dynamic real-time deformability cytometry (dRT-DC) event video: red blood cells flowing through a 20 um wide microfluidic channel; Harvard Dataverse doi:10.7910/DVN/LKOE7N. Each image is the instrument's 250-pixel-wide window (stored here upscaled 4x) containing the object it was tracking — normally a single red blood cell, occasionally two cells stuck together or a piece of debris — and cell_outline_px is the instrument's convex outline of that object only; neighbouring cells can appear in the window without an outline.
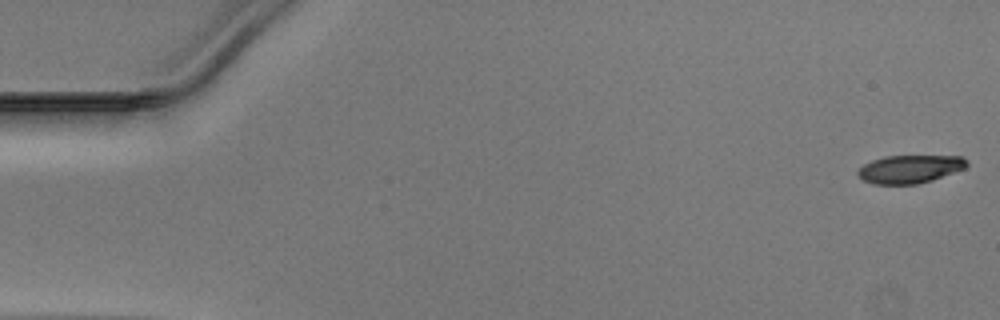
{"species": "Egyptian fruit bat (a non-hibernating species)", "species_latin": "Rousettus aegyptiacus", "temperature_condition": "warm", "stored_images_in_passage": 48, "camera_frame_rate_fps": 3000, "um_per_image_px": 0.085, "animal": {"sex": "male"}, "frame": {"image": 1, "passage_image": 1, "time_ms": 0.0, "image_size_px": [1000, 320], "cell_outline_px": [[968, 164], [964, 168], [932, 180], [916, 184], [872, 184], [864, 180], [856, 172], [864, 164], [872, 160], [884, 156], [964, 156], [968, 160]], "centroid_in_image_um": [77.34, 14.36], "position_along_channel_um": 7.7, "area_um2": 17.74}}
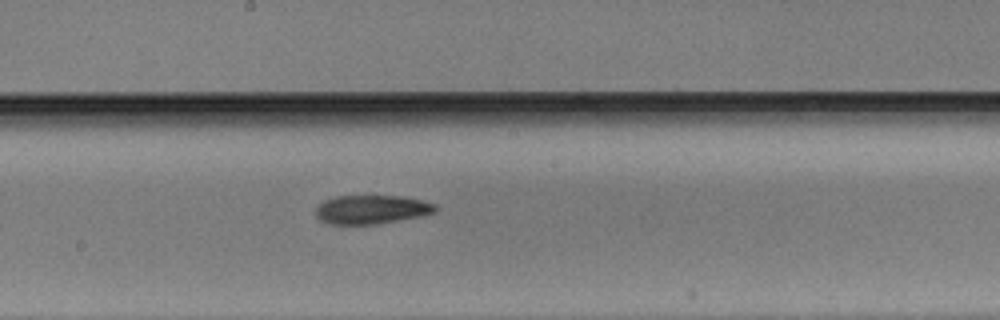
{"frame": {"image": 2, "passage_image": 27, "time_ms": 8.667, "image_size_px": [1000, 320], "cell_outline_px": [[440, 208], [436, 212], [420, 216], [380, 224], [332, 224], [320, 220], [316, 216], [316, 208], [324, 200], [336, 196], [400, 196], [420, 200], [436, 204]], "centroid_in_image_um": [31.61, 17.81], "position_along_channel_um": 216.6, "area_um2": 20.11}}
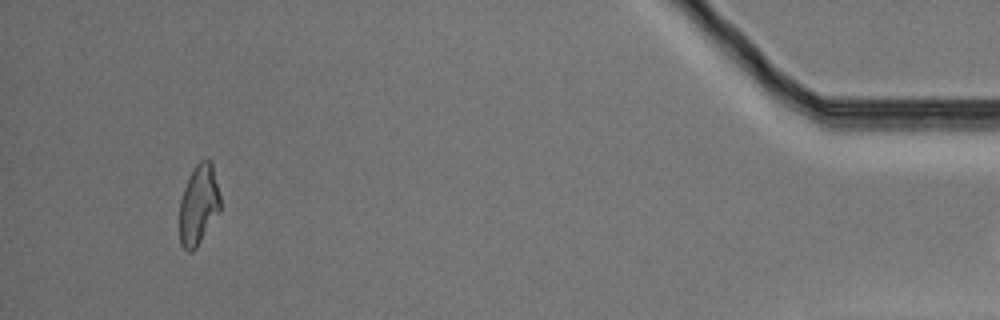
{"frame": {"image": 3, "passage_image": 47, "time_ms": 15.333, "image_size_px": [1000, 320], "cell_outline_px": [[220, 212], [196, 248], [192, 252], [188, 252], [180, 244], [180, 200], [184, 188], [196, 164], [200, 160], [208, 160], [212, 164], [220, 196]], "centroid_in_image_um": [16.89, 17.45], "position_along_channel_um": 418.3, "area_um2": 18.84}}